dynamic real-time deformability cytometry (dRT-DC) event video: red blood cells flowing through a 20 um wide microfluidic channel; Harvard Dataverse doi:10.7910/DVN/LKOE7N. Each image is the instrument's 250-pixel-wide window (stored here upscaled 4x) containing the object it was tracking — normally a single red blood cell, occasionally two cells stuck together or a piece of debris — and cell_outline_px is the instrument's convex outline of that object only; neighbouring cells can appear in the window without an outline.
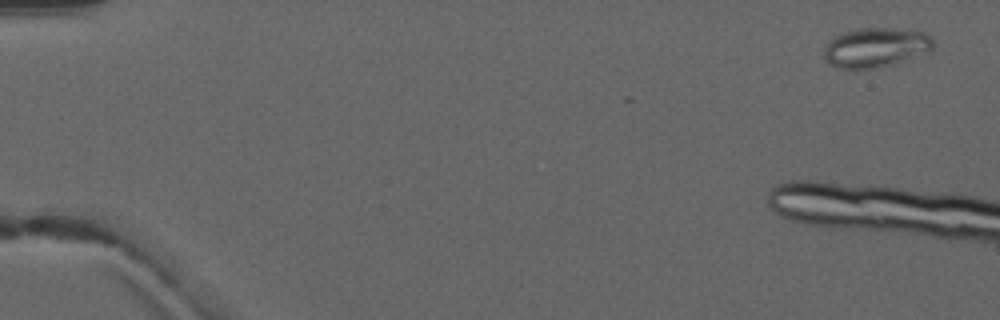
{"species": "common noctule bat (a hibernating species)", "species_latin": "Nyctalus noctula", "temperature_condition": "warm", "stored_images_in_passage": 3, "camera_frame_rate_fps": 3000, "um_per_image_px": 0.085, "animal": {"sex": "male", "forearm_length_mm": 52.5}, "frame": {"image": 1, "passage_image": 1, "time_ms": 0.0, "image_size_px": [1000, 320], "cell_outline_px": [[932, 48], [888, 64], [876, 68], [836, 68], [828, 64], [824, 56], [824, 48], [828, 40], [844, 32], [860, 28], [892, 28], [924, 32], [932, 40]], "centroid_in_image_um": [74.3, 4.01], "position_along_channel_um": 10.7, "area_um2": 24.33}}